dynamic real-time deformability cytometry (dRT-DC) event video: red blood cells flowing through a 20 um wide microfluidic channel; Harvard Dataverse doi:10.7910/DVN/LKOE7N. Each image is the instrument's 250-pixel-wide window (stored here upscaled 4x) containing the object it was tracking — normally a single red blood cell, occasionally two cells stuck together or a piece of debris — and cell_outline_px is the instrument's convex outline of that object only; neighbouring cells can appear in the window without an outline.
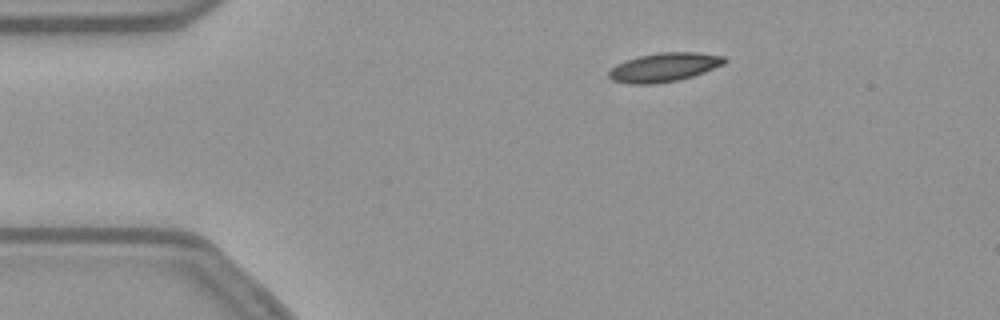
{"species": "common noctule bat (a hibernating species)", "species_latin": "Nyctalus noctula", "temperature_condition": "warm", "stored_images_in_passage": 46, "camera_frame_rate_fps": 3000, "um_per_image_px": 0.085, "animal": {"sex": "female", "body_mass_g": 21.9}, "frame": {"image": 1, "passage_image": 2, "time_ms": 0.333, "image_size_px": [1000, 320], "cell_outline_px": [[728, 60], [724, 64], [704, 72], [680, 80], [652, 84], [628, 84], [612, 80], [608, 76], [608, 72], [616, 64], [640, 56], [660, 52], [696, 52], [724, 56]], "centroid_in_image_um": [56.46, 5.72], "position_along_channel_um": 28.5, "area_um2": 19.42}}
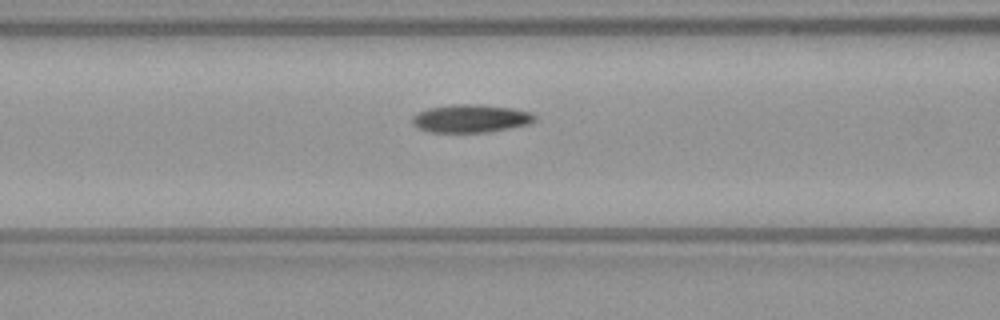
{"frame": {"image": 2, "passage_image": 14, "time_ms": 4.333, "image_size_px": [1000, 320], "cell_outline_px": [[536, 120], [528, 124], [488, 132], [428, 132], [412, 124], [412, 116], [416, 112], [428, 108], [456, 104], [480, 104], [512, 108], [532, 112], [536, 116]], "centroid_in_image_um": [40.0, 10.06], "position_along_channel_um": 126.6, "area_um2": 20.06}}
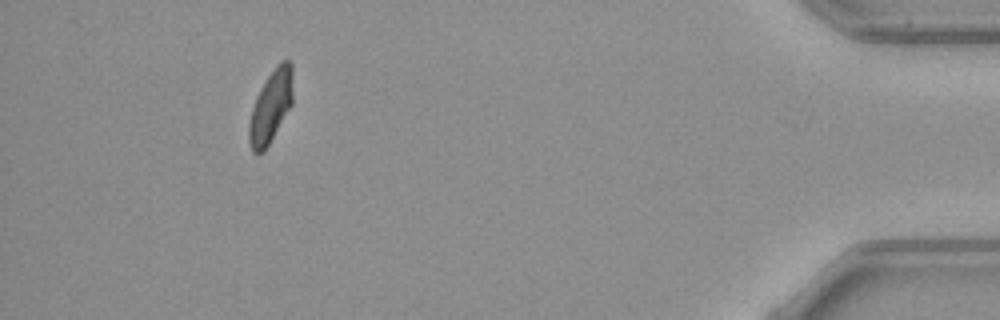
{"frame": {"image": 3, "passage_image": 42, "time_ms": 13.667, "image_size_px": [1000, 320], "cell_outline_px": [[292, 104], [264, 152], [252, 152], [248, 140], [248, 124], [252, 108], [256, 96], [260, 88], [276, 64], [280, 60], [288, 60], [292, 64]], "centroid_in_image_um": [23.0, 9.04], "position_along_channel_um": 412.2, "area_um2": 18.5}, "authors_computed_cell_mechanics": {"area_um2": 19.4497, "velocity_mm_per_s": 3.7918, "shape_relaxation_time_tau1_ms": null, "shape_relaxation_time_tau2_ms": 6.4126, "deformation_change_tau1": null, "deformation_change_tau2": 0.1123}}